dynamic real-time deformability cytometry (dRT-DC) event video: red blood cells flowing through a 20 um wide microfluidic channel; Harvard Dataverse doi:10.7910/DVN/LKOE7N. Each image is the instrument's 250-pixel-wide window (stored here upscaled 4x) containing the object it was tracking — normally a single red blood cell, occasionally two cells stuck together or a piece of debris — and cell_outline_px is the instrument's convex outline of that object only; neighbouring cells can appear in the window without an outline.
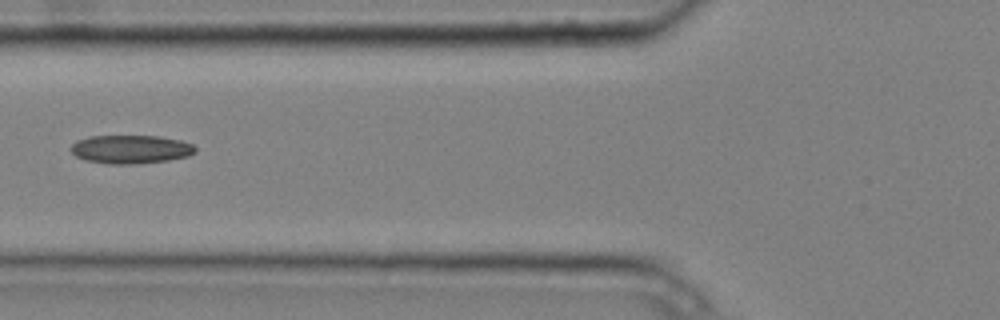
{"species": "common noctule bat (a hibernating species)", "species_latin": "Nyctalus noctula", "temperature_condition": "cold", "stored_images_in_passage": 6, "camera_frame_rate_fps": 3000, "um_per_image_px": 0.085, "animal": {"sex": "male", "body_mass_g": 20.4}, "frame": {"image": 1, "passage_image": 6, "time_ms": 1.667, "image_size_px": [1000, 320], "cell_outline_px": [[196, 152], [188, 156], [168, 160], [132, 164], [108, 164], [84, 160], [76, 156], [68, 148], [76, 140], [88, 136], [156, 136], [180, 140], [192, 144], [196, 148]], "centroid_in_image_um": [11.07, 12.69], "position_along_channel_um": 114.7, "area_um2": 20.75}}